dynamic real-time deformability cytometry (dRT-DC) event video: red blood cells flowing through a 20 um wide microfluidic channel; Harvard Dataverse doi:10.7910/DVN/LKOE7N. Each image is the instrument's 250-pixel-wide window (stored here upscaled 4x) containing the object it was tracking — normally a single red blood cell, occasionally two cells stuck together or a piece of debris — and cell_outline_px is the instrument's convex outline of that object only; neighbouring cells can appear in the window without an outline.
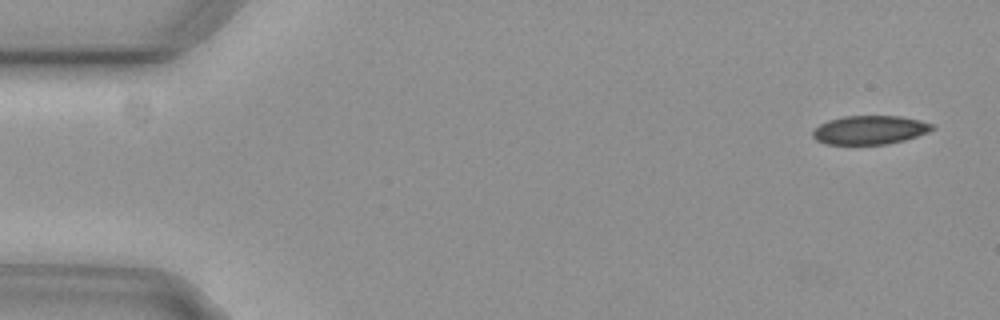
{"species": "common noctule bat (a hibernating species)", "species_latin": "Nyctalus noctula", "temperature_condition": "cold", "stored_images_in_passage": 4, "camera_frame_rate_fps": 3000, "um_per_image_px": 0.085, "animal": {"sex": "female", "body_mass_g": 29.2, "forearm_length_mm": 56.3}, "frame": {"image": 1, "passage_image": 1, "time_ms": 0.0, "image_size_px": [1000, 320], "cell_outline_px": [[936, 128], [928, 132], [904, 140], [888, 144], [824, 144], [816, 140], [812, 136], [812, 132], [820, 124], [828, 120], [844, 116], [900, 116], [920, 120], [936, 124]], "centroid_in_image_um": [73.96, 11.04], "position_along_channel_um": 11.0, "area_um2": 20.11}}
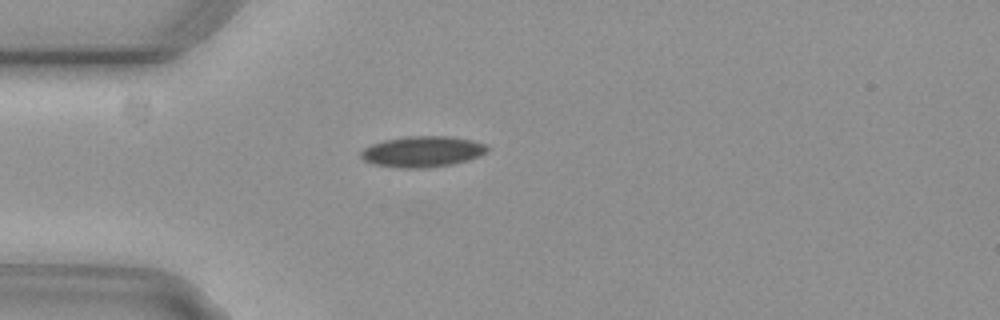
{"frame": {"image": 2, "passage_image": 4, "time_ms": 1.0, "image_size_px": [1000, 320], "cell_outline_px": [[488, 152], [480, 156], [468, 160], [452, 164], [428, 168], [400, 168], [376, 164], [364, 160], [360, 156], [360, 152], [364, 148], [372, 144], [384, 140], [404, 136], [448, 136], [472, 140], [484, 144], [488, 148]], "centroid_in_image_um": [35.92, 12.88], "position_along_channel_um": 49.1, "area_um2": 22.77}}